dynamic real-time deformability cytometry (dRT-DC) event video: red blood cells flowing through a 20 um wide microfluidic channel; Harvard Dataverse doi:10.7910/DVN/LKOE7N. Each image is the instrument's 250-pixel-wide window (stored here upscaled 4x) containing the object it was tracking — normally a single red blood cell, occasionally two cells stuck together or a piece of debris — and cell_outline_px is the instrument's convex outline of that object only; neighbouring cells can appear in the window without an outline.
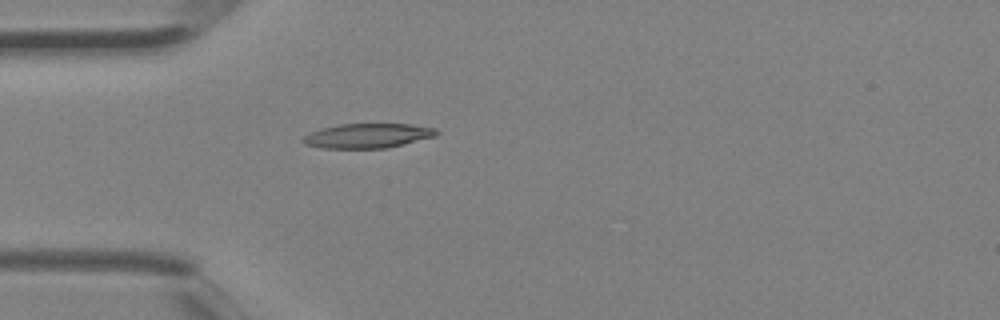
{"species": "Egyptian fruit bat (a non-hibernating species)", "species_latin": "Rousettus aegyptiacus", "temperature_condition": "room temperature", "stored_images_in_passage": 2, "camera_frame_rate_fps": 3000, "um_per_image_px": 0.085, "animal": {"sex": "female"}, "frame": {"image": 1, "passage_image": 2, "time_ms": 0.333, "image_size_px": [1000, 320], "cell_outline_px": [[440, 132], [436, 136], [388, 148], [320, 148], [304, 144], [300, 140], [304, 136], [312, 132], [324, 128], [340, 124], [412, 124], [436, 128]], "centroid_in_image_um": [31.28, 11.54], "position_along_channel_um": 53.7, "area_um2": 19.13}}